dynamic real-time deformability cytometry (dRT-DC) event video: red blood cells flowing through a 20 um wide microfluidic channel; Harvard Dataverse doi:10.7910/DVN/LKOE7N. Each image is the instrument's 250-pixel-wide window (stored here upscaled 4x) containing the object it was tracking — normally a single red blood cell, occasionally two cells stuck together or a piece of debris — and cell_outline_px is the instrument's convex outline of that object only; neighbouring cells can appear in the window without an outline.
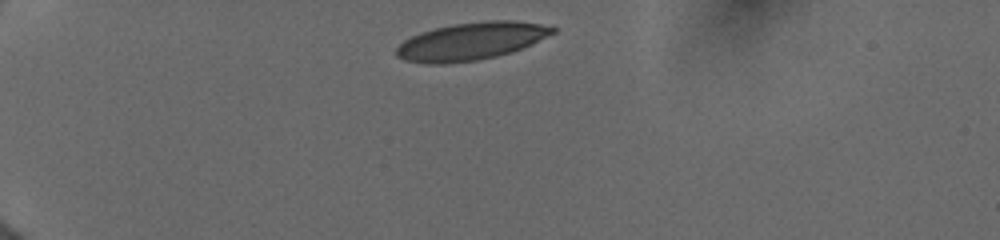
{"species": "human", "species_latin": "Homo sapiens", "temperature_condition": "cold", "stored_images_in_passage": 4, "camera_frame_rate_fps": 3000, "um_per_image_px": 0.085, "donor": {"sex": "female"}, "frame": {"image": 1, "passage_image": 1, "time_ms": 0.0, "image_size_px": [1000, 240], "cell_outline_px": [[556, 32], [512, 52], [496, 56], [476, 60], [444, 64], [428, 64], [404, 60], [396, 56], [396, 48], [404, 40], [420, 32], [452, 24], [484, 20], [516, 20], [540, 24], [556, 28]], "centroid_in_image_um": [40.02, 3.5], "position_along_channel_um": 45.0, "area_um2": 34.1}}
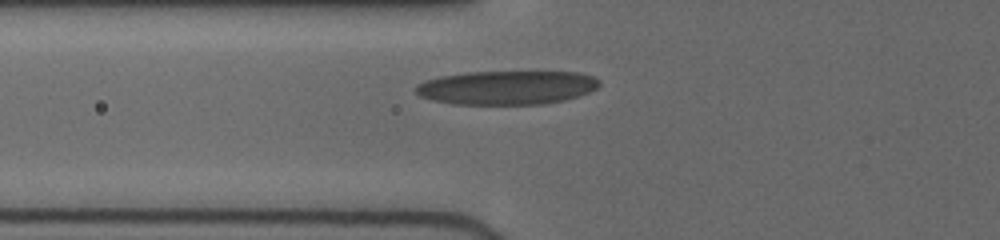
{"frame": {"image": 2, "passage_image": 4, "time_ms": 2.333, "image_size_px": [1000, 240], "cell_outline_px": [[600, 84], [596, 88], [580, 96], [564, 100], [544, 104], [452, 104], [432, 100], [420, 96], [412, 88], [416, 84], [440, 76], [464, 72], [580, 72], [592, 76], [600, 80]], "centroid_in_image_um": [43.06, 7.44], "position_along_channel_um": 82.7, "area_um2": 36.41}}